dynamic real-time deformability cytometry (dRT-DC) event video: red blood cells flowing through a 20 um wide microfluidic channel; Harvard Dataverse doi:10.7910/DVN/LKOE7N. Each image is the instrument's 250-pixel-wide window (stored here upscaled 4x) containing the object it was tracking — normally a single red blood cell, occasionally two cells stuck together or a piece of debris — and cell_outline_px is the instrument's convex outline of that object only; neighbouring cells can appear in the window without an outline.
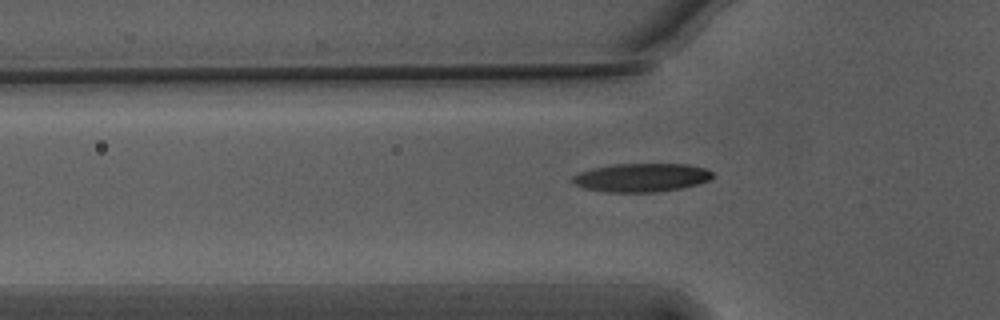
{"species": "Egyptian fruit bat (a non-hibernating species)", "species_latin": "Rousettus aegyptiacus", "temperature_condition": "warm", "stored_images_in_passage": 35, "camera_frame_rate_fps": 3000, "um_per_image_px": 0.085, "animal": {"sex": "male"}, "frame": {"image": 1, "passage_image": 3, "time_ms": 0.667, "image_size_px": [1000, 320], "cell_outline_px": [[712, 176], [708, 180], [696, 184], [680, 188], [656, 192], [604, 192], [584, 188], [572, 184], [572, 176], [580, 172], [592, 168], [616, 164], [688, 164], [704, 168], [712, 172]], "centroid_in_image_um": [54.47, 15.09], "position_along_channel_um": 71.3, "area_um2": 23.18}}
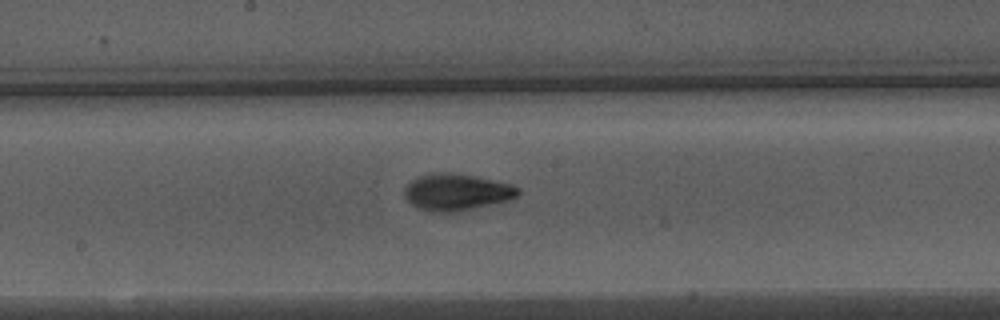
{"frame": {"image": 2, "passage_image": 14, "time_ms": 4.333, "image_size_px": [1000, 320], "cell_outline_px": [[520, 192], [516, 196], [508, 200], [456, 212], [432, 212], [416, 208], [404, 196], [404, 188], [412, 180], [420, 176], [440, 172], [444, 172], [472, 176], [512, 184], [520, 188]], "centroid_in_image_um": [38.79, 16.34], "position_along_channel_um": 209.4, "area_um2": 23.99}}
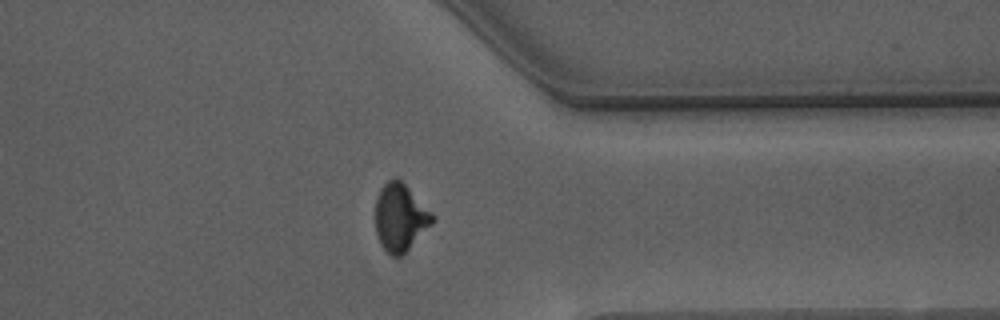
{"frame": {"image": 3, "passage_image": 28, "time_ms": 9.0, "image_size_px": [1000, 320], "cell_outline_px": [[436, 220], [400, 256], [392, 256], [380, 244], [376, 232], [376, 196], [380, 188], [392, 176], [396, 176], [436, 216]], "centroid_in_image_um": [34.01, 18.44], "position_along_channel_um": 377.4, "area_um2": 22.2}, "authors_computed_cell_mechanics": {"area_um2": 22.6576, "velocity_mm_per_s": 3.7511, "shape_relaxation_time_tau1_ms": 3.4995, "shape_relaxation_time_tau2_ms": 1.68, "deformation_change_tau1": 0.1873, "deformation_change_tau2": 0.0744}}